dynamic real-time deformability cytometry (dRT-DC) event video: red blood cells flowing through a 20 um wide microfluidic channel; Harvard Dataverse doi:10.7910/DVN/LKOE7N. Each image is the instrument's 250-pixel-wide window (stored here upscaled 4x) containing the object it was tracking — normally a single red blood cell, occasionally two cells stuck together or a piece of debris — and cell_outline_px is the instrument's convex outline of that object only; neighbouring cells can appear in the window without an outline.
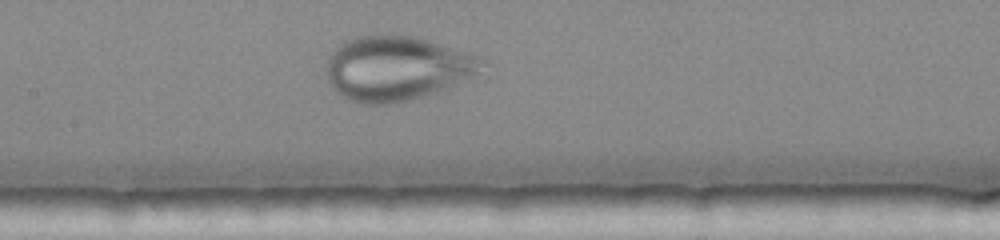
{"species": "human", "species_latin": "Homo sapiens", "temperature_condition": "warm", "stored_images_in_passage": 25, "camera_frame_rate_fps": 3000, "um_per_image_px": 0.085, "donor": {"sex": "female"}, "frame": {"image": 1, "passage_image": 11, "time_ms": 3.333, "image_size_px": [1000, 240], "cell_outline_px": [[484, 56], [480, 72], [476, 76], [436, 92], [408, 100], [388, 104], [368, 104], [352, 100], [336, 92], [332, 88], [324, 76], [324, 68], [332, 52], [344, 40], [356, 36], [384, 32], [412, 36], [428, 40]], "centroid_in_image_um": [33.71, 5.76], "position_along_channel_um": 173.7, "area_um2": 59.36}}
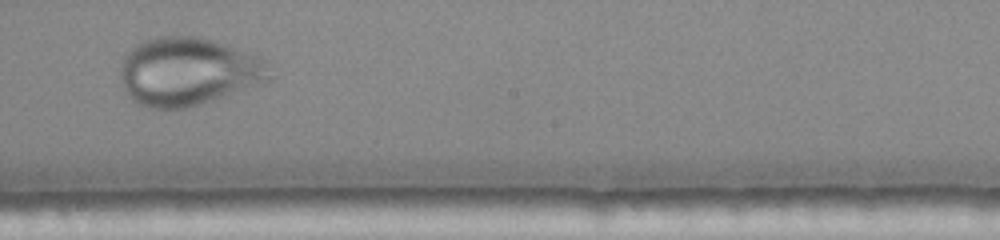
{"frame": {"image": 2, "passage_image": 15, "time_ms": 4.667, "image_size_px": [1000, 240], "cell_outline_px": [[276, 68], [272, 80], [268, 84], [200, 104], [184, 108], [148, 108], [136, 104], [128, 96], [124, 88], [120, 76], [120, 64], [124, 56], [136, 44], [144, 40], [156, 36], [200, 36], [260, 56]], "centroid_in_image_um": [16.09, 6.09], "position_along_channel_um": 232.1, "area_um2": 60.69}}